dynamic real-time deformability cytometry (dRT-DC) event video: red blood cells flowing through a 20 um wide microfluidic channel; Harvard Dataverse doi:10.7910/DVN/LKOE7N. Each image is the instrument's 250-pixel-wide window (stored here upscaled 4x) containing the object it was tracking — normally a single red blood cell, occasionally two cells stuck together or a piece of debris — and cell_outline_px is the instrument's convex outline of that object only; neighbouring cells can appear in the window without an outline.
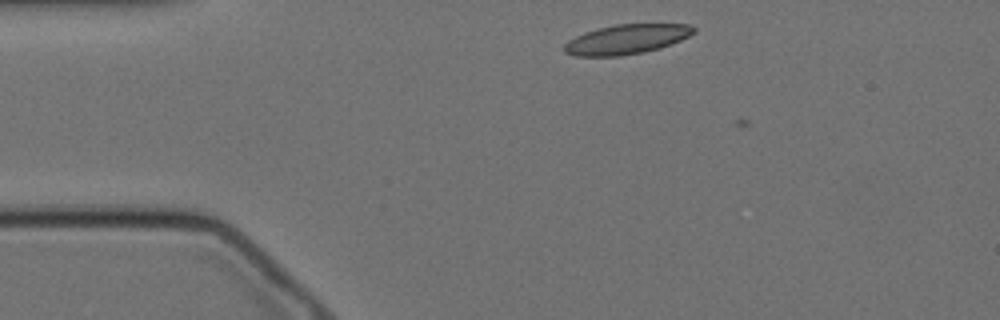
{"species": "Egyptian fruit bat (a non-hibernating species)", "species_latin": "Rousettus aegyptiacus", "temperature_condition": "cold", "stored_images_in_passage": 4, "camera_frame_rate_fps": 3000, "um_per_image_px": 0.085, "animal": {"sex": "female"}, "frame": {"image": 1, "passage_image": 3, "time_ms": 0.667, "image_size_px": [1000, 320], "cell_outline_px": [[696, 32], [672, 44], [644, 52], [620, 56], [576, 56], [564, 52], [564, 44], [568, 40], [576, 36], [600, 28], [616, 24], [692, 24], [696, 28]], "centroid_in_image_um": [53.28, 3.34], "position_along_channel_um": 31.7, "area_um2": 22.25}}